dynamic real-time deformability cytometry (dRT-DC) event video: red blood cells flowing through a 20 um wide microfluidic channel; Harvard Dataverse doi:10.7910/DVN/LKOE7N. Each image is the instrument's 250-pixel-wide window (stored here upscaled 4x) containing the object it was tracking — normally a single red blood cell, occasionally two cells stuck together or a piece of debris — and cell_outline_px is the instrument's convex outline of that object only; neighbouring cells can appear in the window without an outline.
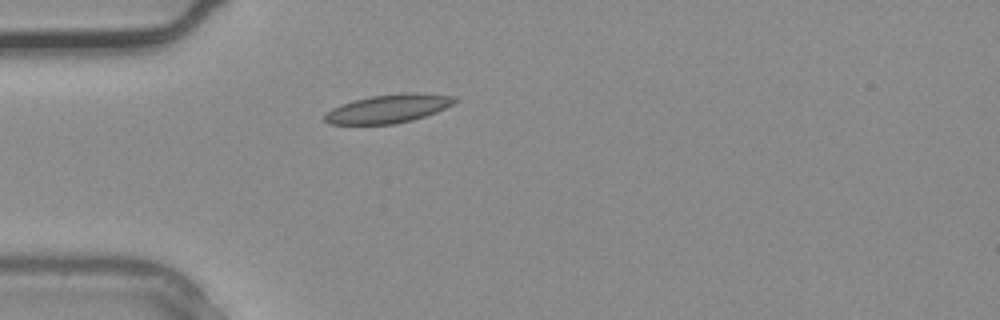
{"species": "common noctule bat (a hibernating species)", "species_latin": "Nyctalus noctula", "temperature_condition": "warm", "stored_images_in_passage": 1, "camera_frame_rate_fps": 3000, "um_per_image_px": 0.085, "animal": {"sex": "male", "body_mass_g": 20.4}, "frame": {"image": 1, "passage_image": 1, "time_ms": 0.0, "image_size_px": [1000, 320], "cell_outline_px": [[460, 100], [436, 112], [412, 120], [392, 124], [332, 124], [324, 120], [324, 116], [332, 108], [340, 104], [352, 100], [372, 96], [408, 92], [416, 92], [456, 96]], "centroid_in_image_um": [33.04, 9.22], "position_along_channel_um": 52.0, "area_um2": 21.56}}